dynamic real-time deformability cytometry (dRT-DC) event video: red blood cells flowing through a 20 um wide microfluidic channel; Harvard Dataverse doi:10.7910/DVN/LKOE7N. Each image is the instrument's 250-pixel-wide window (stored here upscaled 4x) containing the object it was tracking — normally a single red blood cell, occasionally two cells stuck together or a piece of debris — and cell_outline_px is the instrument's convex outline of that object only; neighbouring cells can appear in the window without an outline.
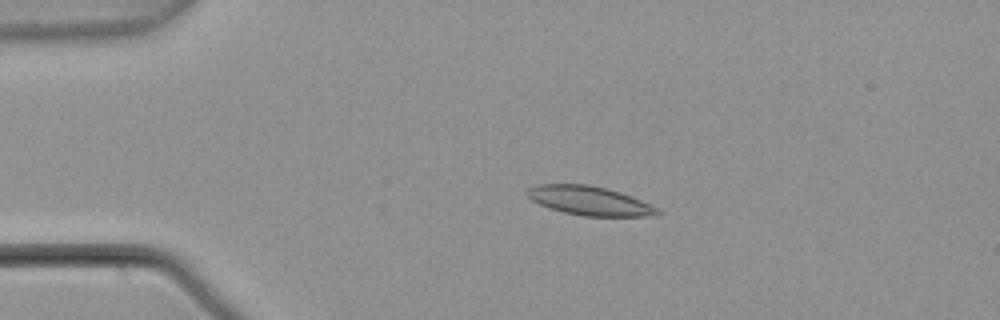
{"species": "common noctule bat (a hibernating species)", "species_latin": "Nyctalus noctula", "temperature_condition": "warm", "stored_images_in_passage": 4, "camera_frame_rate_fps": 3000, "um_per_image_px": 0.085, "animal": {"sex": "male", "body_mass_g": 21.5, "forearm_length_mm": 52.0}, "frame": {"image": 1, "passage_image": 3, "time_ms": 0.667, "image_size_px": [1000, 320], "cell_outline_px": [[664, 212], [648, 216], [584, 216], [564, 212], [540, 204], [532, 200], [524, 192], [528, 188], [536, 184], [588, 184], [608, 188], [632, 196], [660, 208]], "centroid_in_image_um": [50.14, 17.05], "position_along_channel_um": 34.9, "area_um2": 22.14}}